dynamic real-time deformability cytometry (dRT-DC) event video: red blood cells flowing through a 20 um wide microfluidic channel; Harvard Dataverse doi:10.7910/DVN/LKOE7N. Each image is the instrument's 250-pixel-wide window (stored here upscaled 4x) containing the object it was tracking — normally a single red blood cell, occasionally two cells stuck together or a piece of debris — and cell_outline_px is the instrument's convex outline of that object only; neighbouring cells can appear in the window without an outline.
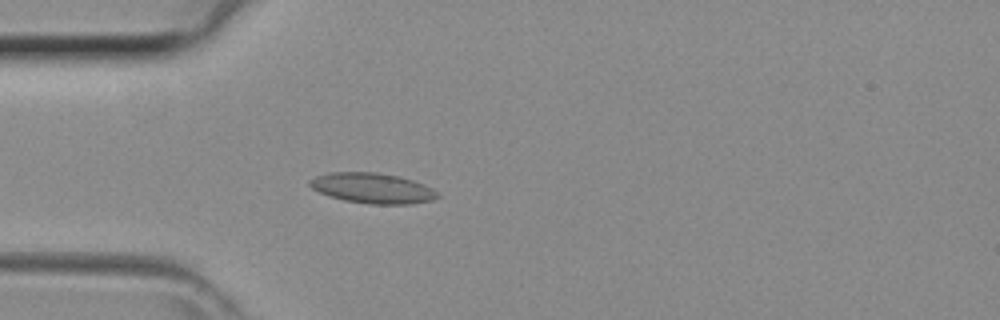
{"species": "common noctule bat (a hibernating species)", "species_latin": "Nyctalus noctula", "temperature_condition": "room temperature", "stored_images_in_passage": 40, "camera_frame_rate_fps": 3000, "um_per_image_px": 0.085, "animal": {"sex": "female", "body_mass_g": 29.2, "forearm_length_mm": 56.3}, "frame": {"image": 1, "passage_image": 9, "time_ms": 2.667, "image_size_px": [1000, 320], "cell_outline_px": [[440, 196], [432, 200], [408, 204], [368, 204], [344, 200], [320, 192], [312, 188], [308, 184], [308, 180], [316, 176], [328, 172], [376, 172], [396, 176], [412, 180], [424, 184], [432, 188]], "centroid_in_image_um": [31.64, 15.99], "position_along_channel_um": 53.4, "area_um2": 22.43}}
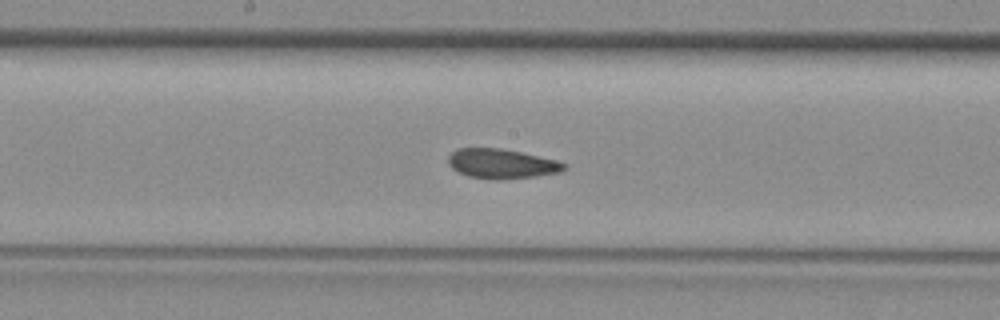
{"frame": {"image": 2, "passage_image": 19, "time_ms": 6.0, "image_size_px": [1000, 320], "cell_outline_px": [[568, 168], [560, 172], [536, 176], [500, 180], [496, 180], [468, 176], [452, 168], [448, 164], [448, 156], [456, 148], [500, 148], [520, 152], [556, 160], [568, 164]], "centroid_in_image_um": [42.65, 13.92], "position_along_channel_um": 205.6, "area_um2": 20.06}}
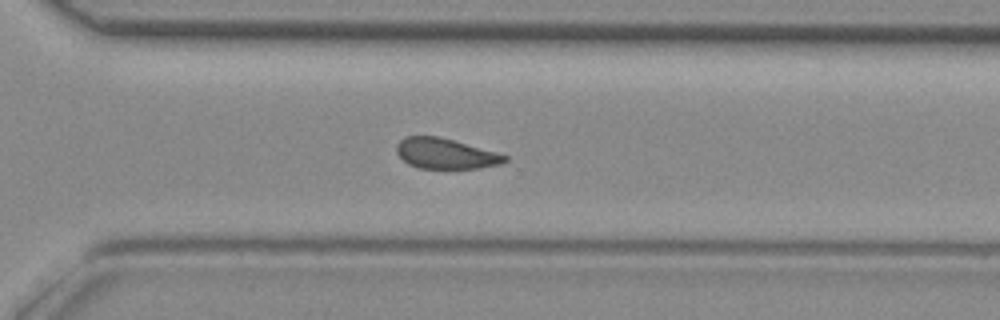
{"frame": {"image": 3, "passage_image": 27, "time_ms": 8.667, "image_size_px": [1000, 320], "cell_outline_px": [[508, 160], [500, 164], [480, 168], [420, 168], [408, 164], [396, 152], [396, 144], [404, 136], [440, 136], [496, 152], [508, 156]], "centroid_in_image_um": [37.86, 13.04], "position_along_channel_um": 332.7, "area_um2": 19.19}}